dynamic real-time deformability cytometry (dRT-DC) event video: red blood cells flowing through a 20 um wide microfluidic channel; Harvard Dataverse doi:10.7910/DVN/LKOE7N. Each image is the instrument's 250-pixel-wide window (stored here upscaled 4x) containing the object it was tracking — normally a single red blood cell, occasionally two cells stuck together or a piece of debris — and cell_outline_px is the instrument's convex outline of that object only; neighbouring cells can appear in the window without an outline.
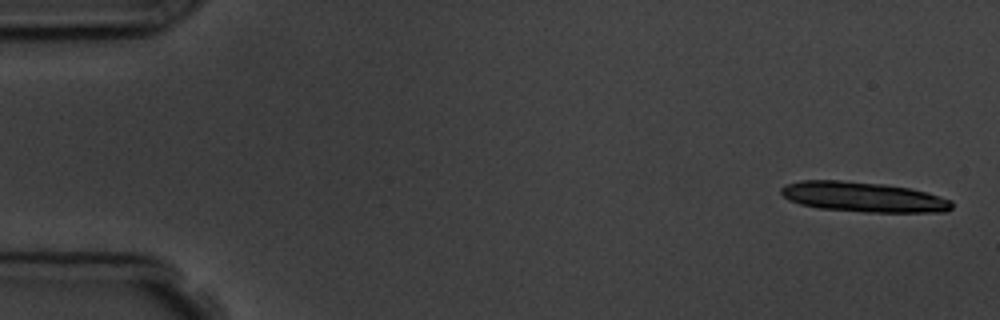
{"species": "common noctule bat (a hibernating species)", "species_latin": "Nyctalus noctula", "temperature_condition": "room temperature", "stored_images_in_passage": 5, "camera_frame_rate_fps": 3000, "um_per_image_px": 0.085, "animal": {"sex": "male", "body_mass_g": 19.5, "forearm_length_mm": 54.6}, "frame": {"image": 1, "passage_image": 1, "time_ms": 0.0, "image_size_px": [1000, 320], "cell_outline_px": [[952, 208], [944, 212], [864, 212], [816, 208], [800, 204], [788, 200], [780, 192], [780, 188], [784, 184], [800, 180], [840, 180], [884, 184], [908, 188], [940, 196], [952, 200]], "centroid_in_image_um": [73.33, 16.74], "position_along_channel_um": 11.7, "area_um2": 30.06}}